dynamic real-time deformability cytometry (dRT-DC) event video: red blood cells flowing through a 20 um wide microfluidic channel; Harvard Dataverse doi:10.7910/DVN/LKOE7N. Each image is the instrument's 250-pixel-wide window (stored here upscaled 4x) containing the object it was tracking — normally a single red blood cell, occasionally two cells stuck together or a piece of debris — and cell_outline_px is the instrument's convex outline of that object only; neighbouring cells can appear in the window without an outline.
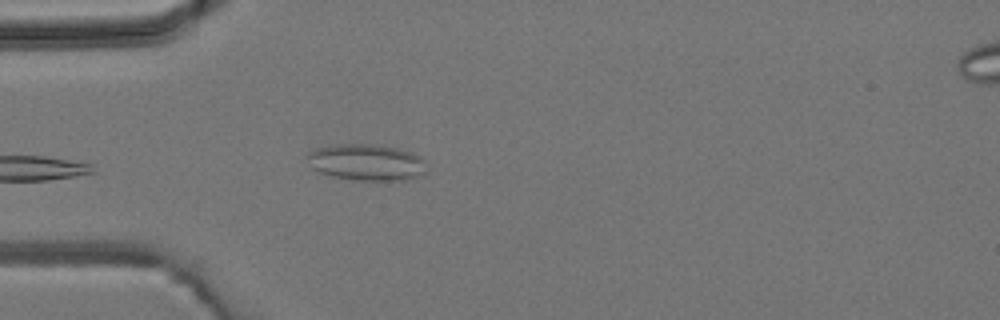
{"species": "common noctule bat (a hibernating species)", "species_latin": "Nyctalus noctula", "temperature_condition": "room temperature", "stored_images_in_passage": 3, "camera_frame_rate_fps": 3000, "um_per_image_px": 0.085, "animal": {"sex": "male", "body_mass_g": 19.2, "forearm_length_mm": 51.8}, "frame": {"image": 1, "passage_image": 2, "time_ms": 1.333, "image_size_px": [1000, 320], "cell_outline_px": [[424, 172], [416, 176], [404, 180], [360, 180], [336, 176], [320, 172], [312, 168], [304, 156], [308, 152], [316, 148], [340, 144], [372, 144], [396, 148], [412, 152], [420, 156], [424, 160]], "centroid_in_image_um": [31.11, 13.78], "position_along_channel_um": 53.9, "area_um2": 25.03}}